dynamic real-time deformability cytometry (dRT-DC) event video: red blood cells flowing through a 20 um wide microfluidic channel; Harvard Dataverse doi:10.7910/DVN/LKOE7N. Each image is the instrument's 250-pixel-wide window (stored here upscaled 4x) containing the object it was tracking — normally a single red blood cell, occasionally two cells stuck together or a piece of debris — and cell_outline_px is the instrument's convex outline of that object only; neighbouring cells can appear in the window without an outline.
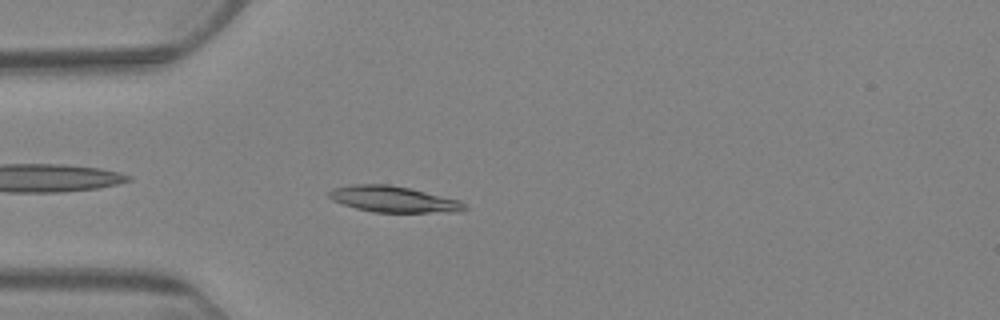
{"species": "Egyptian fruit bat (a non-hibernating species)", "species_latin": "Rousettus aegyptiacus", "temperature_condition": "warm", "stored_images_in_passage": 6, "camera_frame_rate_fps": 3000, "um_per_image_px": 0.085, "animal": {"sex": "female"}, "frame": {"image": 1, "passage_image": 6, "time_ms": 5.667, "image_size_px": [1000, 320], "cell_outline_px": [[468, 208], [460, 212], [372, 212], [356, 208], [332, 200], [328, 196], [328, 192], [332, 188], [352, 184], [388, 184], [408, 188], [460, 200]], "centroid_in_image_um": [33.43, 16.93], "position_along_channel_um": 51.6, "area_um2": 20.52}}